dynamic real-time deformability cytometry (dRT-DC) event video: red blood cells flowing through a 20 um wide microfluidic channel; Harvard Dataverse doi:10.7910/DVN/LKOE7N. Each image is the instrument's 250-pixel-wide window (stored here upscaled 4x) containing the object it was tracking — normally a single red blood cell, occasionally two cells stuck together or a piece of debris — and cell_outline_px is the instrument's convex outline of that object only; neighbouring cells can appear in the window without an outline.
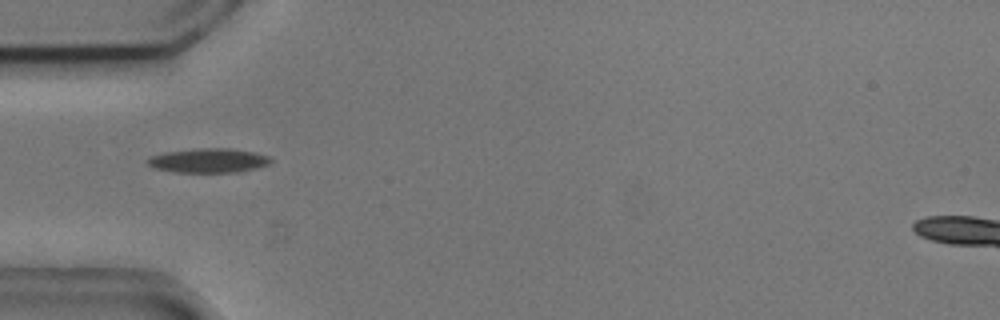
{"species": "common noctule bat (a hibernating species)", "species_latin": "Nyctalus noctula", "temperature_condition": "cold", "stored_images_in_passage": 38, "camera_frame_rate_fps": 3000, "um_per_image_px": 0.085, "animal": {"sex": "male", "body_mass_g": 20.5, "forearm_length_mm": 52.5}, "frame": {"image": 1, "passage_image": 1, "time_ms": 0.0, "image_size_px": [1000, 320], "cell_outline_px": [[272, 160], [268, 164], [256, 168], [240, 172], [176, 172], [152, 168], [144, 160], [148, 156], [164, 152], [196, 148], [232, 148], [252, 152], [268, 156]], "centroid_in_image_um": [17.65, 13.64], "position_along_channel_um": 67.4, "area_um2": 17.63}}
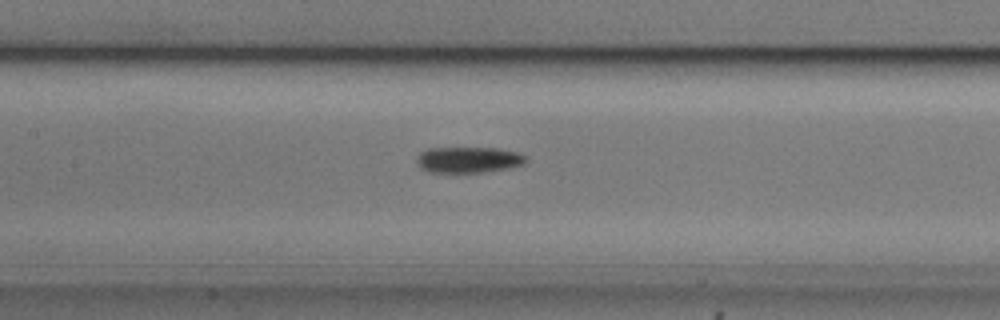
{"frame": {"image": 2, "passage_image": 9, "time_ms": 2.667, "image_size_px": [1000, 320], "cell_outline_px": [[528, 160], [524, 164], [512, 168], [484, 172], [428, 172], [420, 168], [416, 164], [416, 156], [420, 152], [428, 148], [496, 148], [516, 152], [524, 156]], "centroid_in_image_um": [39.79, 13.59], "position_along_channel_um": 167.6, "area_um2": 16.7}}
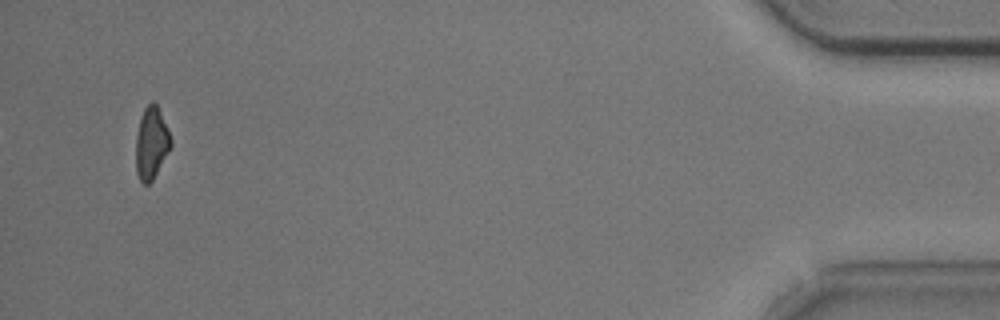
{"frame": {"image": 3, "passage_image": 36, "time_ms": 11.667, "image_size_px": [1000, 320], "cell_outline_px": [[172, 144], [152, 180], [148, 184], [144, 184], [140, 180], [136, 172], [136, 136], [140, 116], [144, 108], [152, 100], [156, 104], [168, 128], [172, 140]], "centroid_in_image_um": [12.85, 12.13], "position_along_channel_um": 422.3, "area_um2": 14.57}, "authors_computed_cell_mechanics": {"area_um2": 16.2129, "velocity_mm_per_s": 3.7245, "shape_relaxation_time_tau1_ms": 4.0815, "shape_relaxation_time_tau2_ms": null, "deformation_change_tau1": 0.1284, "deformation_change_tau2": null}}